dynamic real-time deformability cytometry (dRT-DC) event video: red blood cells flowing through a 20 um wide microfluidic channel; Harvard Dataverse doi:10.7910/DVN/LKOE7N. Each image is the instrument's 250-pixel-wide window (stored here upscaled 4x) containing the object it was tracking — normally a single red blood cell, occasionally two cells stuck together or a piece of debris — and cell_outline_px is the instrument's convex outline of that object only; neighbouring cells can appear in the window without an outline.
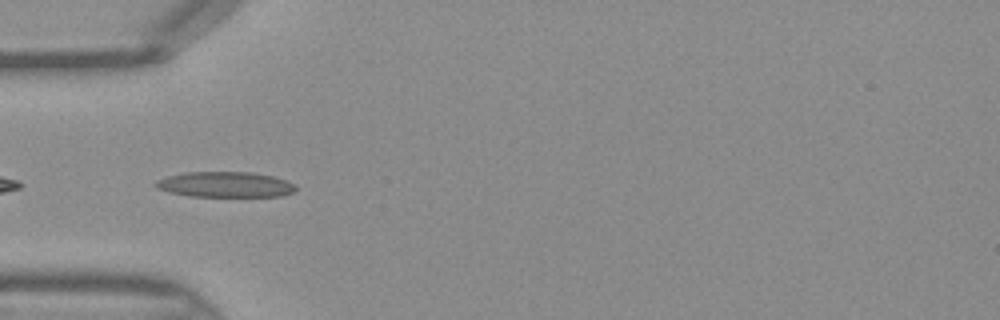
{"species": "Egyptian fruit bat (a non-hibernating species)", "species_latin": "Rousettus aegyptiacus", "temperature_condition": "warm", "stored_images_in_passage": 36, "camera_frame_rate_fps": 3000, "um_per_image_px": 0.085, "frame": {"image": 1, "passage_image": 5, "time_ms": 1.333, "image_size_px": [1000, 320], "cell_outline_px": [[296, 188], [292, 192], [280, 196], [188, 196], [168, 192], [156, 188], [152, 184], [156, 180], [168, 176], [184, 172], [252, 172], [272, 176], [284, 180], [292, 184]], "centroid_in_image_um": [19.05, 15.68], "position_along_channel_um": 65.9, "area_um2": 20.69}}
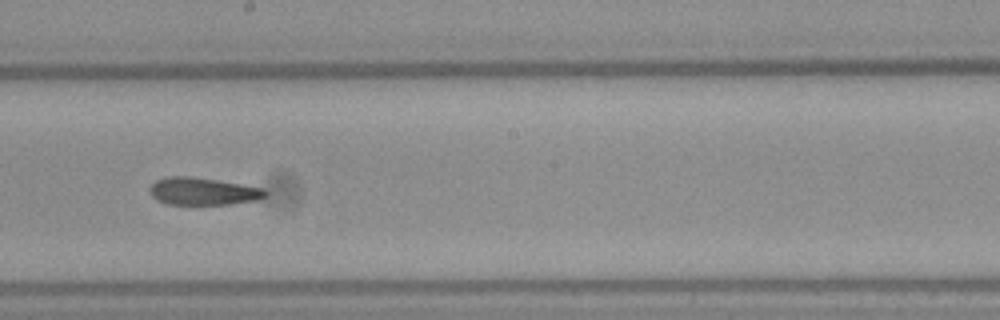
{"frame": {"image": 2, "passage_image": 16, "time_ms": 5.0, "image_size_px": [1000, 320], "cell_outline_px": [[268, 196], [260, 200], [228, 204], [168, 204], [156, 200], [152, 196], [152, 184], [156, 180], [168, 176], [188, 176], [216, 180], [264, 188], [268, 192]], "centroid_in_image_um": [17.31, 16.27], "position_along_channel_um": 230.9, "area_um2": 18.38}}
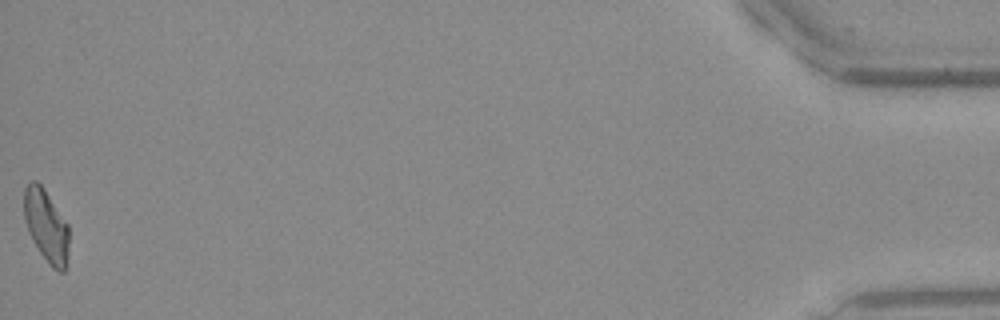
{"frame": {"image": 3, "passage_image": 36, "time_ms": 11.667, "image_size_px": [1000, 320], "cell_outline_px": [[68, 248], [64, 272], [60, 272], [52, 268], [48, 264], [32, 240], [24, 216], [24, 188], [32, 180], [36, 180], [44, 188], [68, 224]], "centroid_in_image_um": [3.93, 19.18], "position_along_channel_um": 431.3, "area_um2": 18.79}}